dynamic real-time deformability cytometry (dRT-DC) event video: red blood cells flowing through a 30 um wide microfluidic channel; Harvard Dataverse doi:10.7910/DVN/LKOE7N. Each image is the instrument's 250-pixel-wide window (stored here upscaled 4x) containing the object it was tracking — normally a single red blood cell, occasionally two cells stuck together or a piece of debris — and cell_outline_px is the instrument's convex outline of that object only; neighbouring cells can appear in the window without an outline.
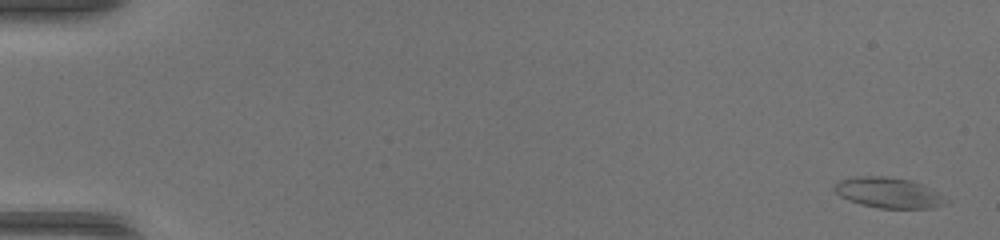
{"species": "common noctule bat (a hibernating species)", "species_latin": "Nyctalus noctula", "temperature_condition": "warm", "stored_images_in_passage": 51, "camera_frame_rate_fps": 3000, "um_per_image_px": 0.085, "animal": {"sex": "female", "body_mass_g": 17.0, "forearm_length_mm": 48.0}, "frame": {"image": 1, "passage_image": 2, "time_ms": 0.333, "image_size_px": [1000, 240], "cell_outline_px": [[952, 200], [948, 204], [932, 208], [880, 208], [860, 204], [848, 200], [840, 196], [832, 188], [840, 180], [856, 176], [884, 176], [912, 180]], "centroid_in_image_um": [75.55, 16.39], "position_along_channel_um": 9.4, "area_um2": 19.88}}
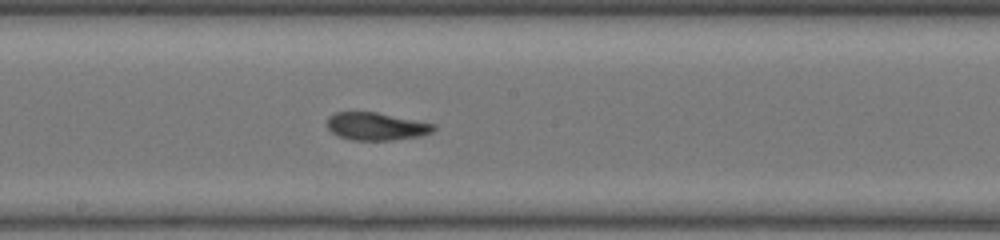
{"frame": {"image": 2, "passage_image": 29, "time_ms": 9.333, "image_size_px": [1000, 240], "cell_outline_px": [[436, 128], [432, 132], [420, 136], [392, 140], [352, 140], [340, 136], [332, 132], [328, 128], [328, 116], [336, 112], [376, 112], [436, 124]], "centroid_in_image_um": [32.0, 10.74], "position_along_channel_um": 216.2, "area_um2": 17.11}}
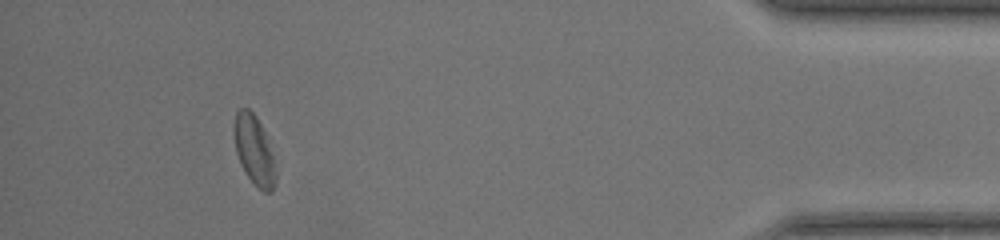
{"frame": {"image": 3, "passage_image": 47, "time_ms": 15.333, "image_size_px": [1000, 240], "cell_outline_px": [[276, 180], [272, 192], [264, 192], [256, 188], [240, 164], [236, 152], [232, 132], [232, 128], [236, 112], [240, 108], [248, 108], [256, 116], [264, 132], [272, 156], [276, 172]], "centroid_in_image_um": [21.57, 12.78], "position_along_channel_um": 413.6, "area_um2": 16.88}, "authors_computed_cell_mechanics": {"area_um2": 18.0914, "velocity_mm_per_s": 4.2293, "shape_relaxation_time_tau1_ms": 2.8519, "shape_relaxation_time_tau2_ms": 2.3638, "deformation_change_tau1": 0.1214, "deformation_change_tau2": 0.0981}}